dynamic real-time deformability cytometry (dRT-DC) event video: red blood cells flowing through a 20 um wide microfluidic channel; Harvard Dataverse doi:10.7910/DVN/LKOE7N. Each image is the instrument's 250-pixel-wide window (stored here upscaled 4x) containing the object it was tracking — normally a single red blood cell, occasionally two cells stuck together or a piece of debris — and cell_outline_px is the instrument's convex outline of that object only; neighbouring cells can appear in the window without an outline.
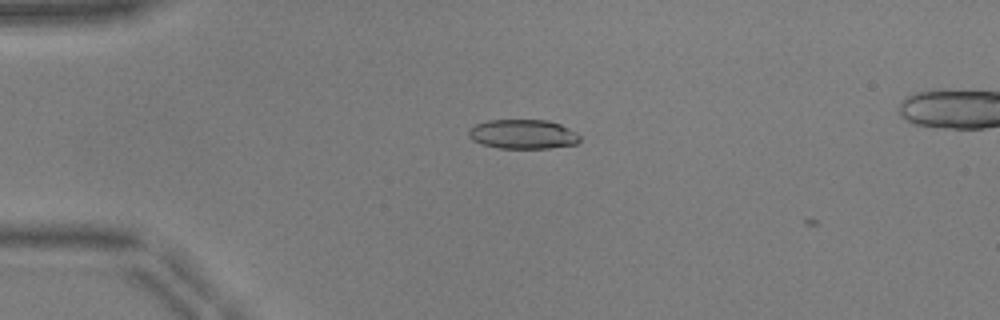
{"species": "common noctule bat (a hibernating species)", "species_latin": "Nyctalus noctula", "temperature_condition": "warm", "stored_images_in_passage": 9, "camera_frame_rate_fps": 3000, "um_per_image_px": 0.085, "animal": {"sex": "male", "body_mass_g": 17.9, "forearm_length_mm": 54.2}, "frame": {"image": 1, "passage_image": 5, "time_ms": 1.333, "image_size_px": [1000, 320], "cell_outline_px": [[580, 140], [576, 144], [548, 148], [500, 148], [484, 144], [472, 140], [468, 136], [468, 128], [476, 124], [488, 120], [548, 120], [560, 124], [576, 132], [580, 136]], "centroid_in_image_um": [44.44, 11.4], "position_along_channel_um": 40.6, "area_um2": 19.02}}